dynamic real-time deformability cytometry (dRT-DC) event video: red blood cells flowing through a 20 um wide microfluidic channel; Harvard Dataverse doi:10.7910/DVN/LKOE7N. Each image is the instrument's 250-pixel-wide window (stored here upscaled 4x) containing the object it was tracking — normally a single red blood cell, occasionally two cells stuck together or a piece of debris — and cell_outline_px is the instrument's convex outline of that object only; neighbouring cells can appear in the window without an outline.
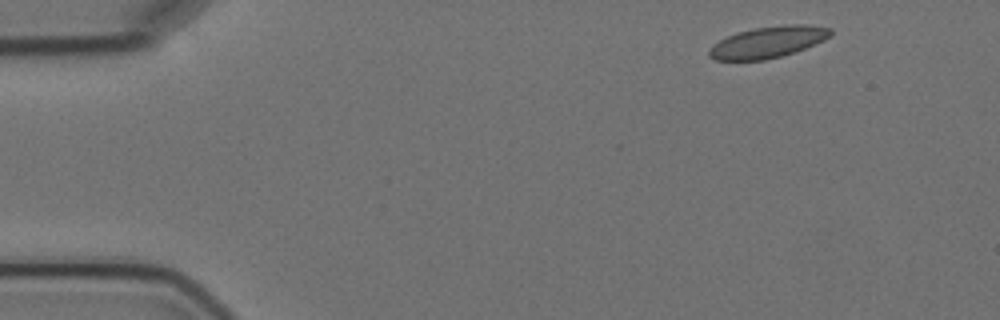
{"species": "Egyptian fruit bat (a non-hibernating species)", "species_latin": "Rousettus aegyptiacus", "temperature_condition": "cold", "stored_images_in_passage": 5, "camera_frame_rate_fps": 3000, "um_per_image_px": 0.085, "animal": {"sex": "female"}, "frame": {"image": 1, "passage_image": 1, "time_ms": 0.0, "image_size_px": [1000, 320], "cell_outline_px": [[832, 36], [816, 44], [780, 56], [764, 60], [716, 60], [708, 56], [708, 52], [712, 44], [736, 32], [756, 28], [784, 24], [808, 24], [832, 28]], "centroid_in_image_um": [65.3, 3.57], "position_along_channel_um": 19.7, "area_um2": 22.25}}
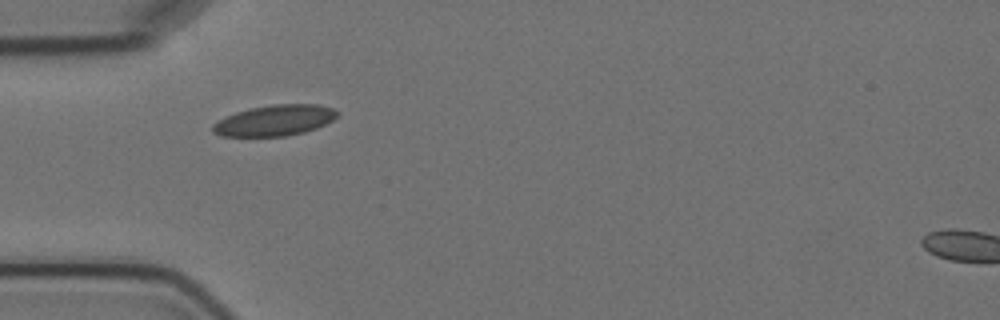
{"frame": {"image": 2, "passage_image": 4, "time_ms": 3.667, "image_size_px": [1000, 320], "cell_outline_px": [[340, 112], [332, 120], [316, 128], [304, 132], [284, 136], [220, 136], [212, 132], [212, 124], [236, 112], [252, 108], [272, 104], [320, 104], [332, 108]], "centroid_in_image_um": [23.36, 10.23], "position_along_channel_um": 61.6, "area_um2": 22.2}}
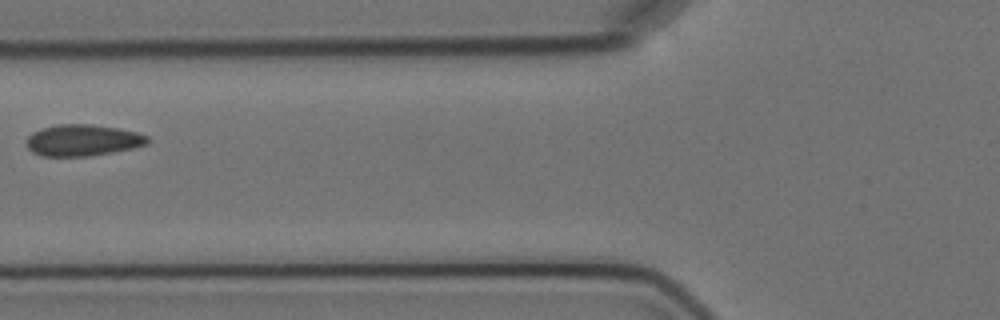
{"frame": {"image": 3, "passage_image": 5, "time_ms": 5.333, "image_size_px": [1000, 320], "cell_outline_px": [[148, 144], [132, 148], [112, 152], [88, 156], [40, 156], [32, 152], [28, 148], [28, 136], [32, 132], [56, 124], [92, 124], [116, 128], [136, 132], [148, 136]], "centroid_in_image_um": [7.02, 11.92], "position_along_channel_um": 118.8, "area_um2": 22.02}}